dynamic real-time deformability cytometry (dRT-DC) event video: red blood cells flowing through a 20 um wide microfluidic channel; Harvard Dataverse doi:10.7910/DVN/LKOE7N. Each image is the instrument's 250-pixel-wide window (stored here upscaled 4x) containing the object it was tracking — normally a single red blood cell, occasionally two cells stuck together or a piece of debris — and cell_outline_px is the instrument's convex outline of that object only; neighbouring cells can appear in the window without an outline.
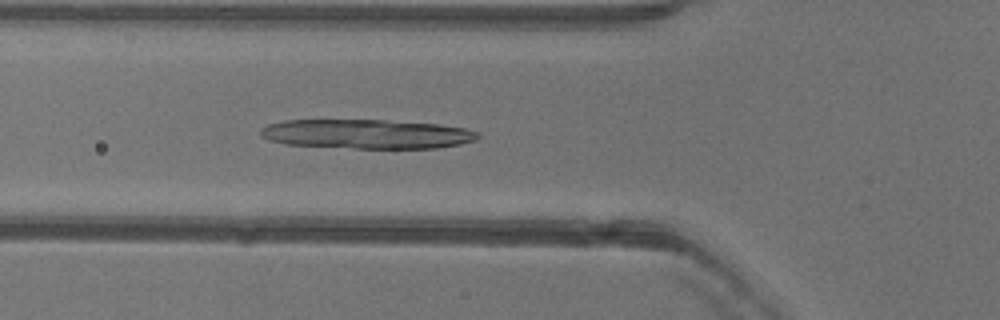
{"species": "common noctule bat (a hibernating species)", "species_latin": "Nyctalus noctula", "temperature_condition": "warm", "stored_images_in_passage": 50, "camera_frame_rate_fps": 3000, "um_per_image_px": 0.085, "animal": {"sex": "female"}, "frame": {"image": 1, "passage_image": 17, "time_ms": 5.333, "image_size_px": [1000, 320], "cell_outline_px": [[480, 136], [476, 140], [460, 144], [436, 148], [352, 148], [284, 144], [268, 140], [260, 132], [260, 128], [268, 124], [284, 120], [384, 120], [440, 124], [464, 128], [480, 132]], "centroid_in_image_um": [31.19, 11.39], "position_along_channel_um": 94.6, "area_um2": 37.22}}
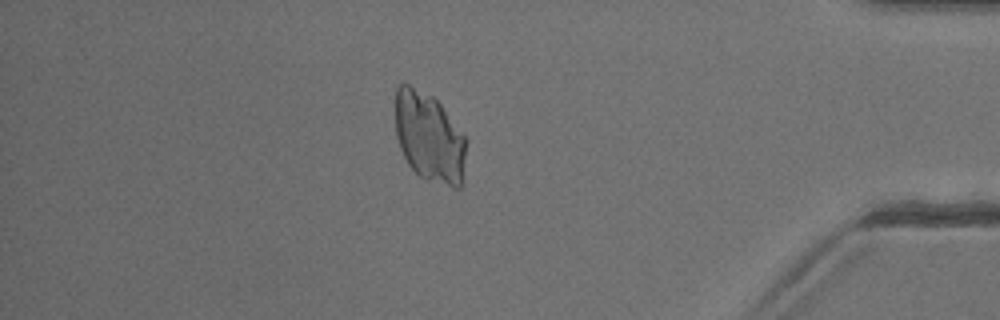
{"frame": {"image": 2, "passage_image": 43, "time_ms": 14.0, "image_size_px": [1000, 320], "cell_outline_px": [[464, 180], [460, 188], [452, 188], [428, 180], [420, 176], [408, 164], [400, 148], [396, 136], [396, 88], [400, 84], [408, 84], [432, 96], [440, 104], [464, 136]], "centroid_in_image_um": [36.47, 11.7], "position_along_channel_um": 398.7, "area_um2": 36.7}}